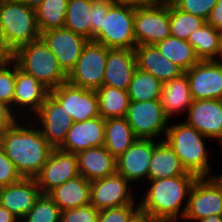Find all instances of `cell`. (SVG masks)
<instances>
[{"mask_svg": "<svg viewBox=\"0 0 222 222\" xmlns=\"http://www.w3.org/2000/svg\"><path fill=\"white\" fill-rule=\"evenodd\" d=\"M24 121V118L20 119L0 133V145L22 178H35L54 148L44 138L37 124L25 121V125Z\"/></svg>", "mask_w": 222, "mask_h": 222, "instance_id": "cell-1", "label": "cell"}, {"mask_svg": "<svg viewBox=\"0 0 222 222\" xmlns=\"http://www.w3.org/2000/svg\"><path fill=\"white\" fill-rule=\"evenodd\" d=\"M197 178L187 172L172 178L148 180L150 186H146V193L138 201L141 217L149 222L183 219L190 190Z\"/></svg>", "mask_w": 222, "mask_h": 222, "instance_id": "cell-2", "label": "cell"}, {"mask_svg": "<svg viewBox=\"0 0 222 222\" xmlns=\"http://www.w3.org/2000/svg\"><path fill=\"white\" fill-rule=\"evenodd\" d=\"M202 133L188 125L184 120L180 123H169L164 140L180 158L187 172L200 177H211L208 151Z\"/></svg>", "mask_w": 222, "mask_h": 222, "instance_id": "cell-3", "label": "cell"}, {"mask_svg": "<svg viewBox=\"0 0 222 222\" xmlns=\"http://www.w3.org/2000/svg\"><path fill=\"white\" fill-rule=\"evenodd\" d=\"M35 9L17 0L0 5V43L13 53L18 47L40 38Z\"/></svg>", "mask_w": 222, "mask_h": 222, "instance_id": "cell-4", "label": "cell"}, {"mask_svg": "<svg viewBox=\"0 0 222 222\" xmlns=\"http://www.w3.org/2000/svg\"><path fill=\"white\" fill-rule=\"evenodd\" d=\"M11 59L19 69L32 75L49 90L67 82V74L41 38L18 47L11 53Z\"/></svg>", "mask_w": 222, "mask_h": 222, "instance_id": "cell-5", "label": "cell"}, {"mask_svg": "<svg viewBox=\"0 0 222 222\" xmlns=\"http://www.w3.org/2000/svg\"><path fill=\"white\" fill-rule=\"evenodd\" d=\"M135 7L112 4L100 26L99 35L93 40L108 48L135 49Z\"/></svg>", "mask_w": 222, "mask_h": 222, "instance_id": "cell-6", "label": "cell"}, {"mask_svg": "<svg viewBox=\"0 0 222 222\" xmlns=\"http://www.w3.org/2000/svg\"><path fill=\"white\" fill-rule=\"evenodd\" d=\"M107 52L108 47L89 40L67 75V82L84 89L98 90L103 83Z\"/></svg>", "mask_w": 222, "mask_h": 222, "instance_id": "cell-7", "label": "cell"}, {"mask_svg": "<svg viewBox=\"0 0 222 222\" xmlns=\"http://www.w3.org/2000/svg\"><path fill=\"white\" fill-rule=\"evenodd\" d=\"M169 19L170 4L148 3L135 8L136 45H155L171 36Z\"/></svg>", "mask_w": 222, "mask_h": 222, "instance_id": "cell-8", "label": "cell"}, {"mask_svg": "<svg viewBox=\"0 0 222 222\" xmlns=\"http://www.w3.org/2000/svg\"><path fill=\"white\" fill-rule=\"evenodd\" d=\"M137 138L157 139L166 136L169 118L165 115L160 99L130 101L125 116Z\"/></svg>", "mask_w": 222, "mask_h": 222, "instance_id": "cell-9", "label": "cell"}, {"mask_svg": "<svg viewBox=\"0 0 222 222\" xmlns=\"http://www.w3.org/2000/svg\"><path fill=\"white\" fill-rule=\"evenodd\" d=\"M211 215H222V188L212 177H200L192 185L183 219L197 222Z\"/></svg>", "mask_w": 222, "mask_h": 222, "instance_id": "cell-10", "label": "cell"}, {"mask_svg": "<svg viewBox=\"0 0 222 222\" xmlns=\"http://www.w3.org/2000/svg\"><path fill=\"white\" fill-rule=\"evenodd\" d=\"M50 94L64 107L73 122H83L100 116L96 90L84 89L65 82L51 89Z\"/></svg>", "mask_w": 222, "mask_h": 222, "instance_id": "cell-11", "label": "cell"}, {"mask_svg": "<svg viewBox=\"0 0 222 222\" xmlns=\"http://www.w3.org/2000/svg\"><path fill=\"white\" fill-rule=\"evenodd\" d=\"M132 184L123 176H111L90 182V203L99 211L124 205H135ZM132 192V193H131Z\"/></svg>", "mask_w": 222, "mask_h": 222, "instance_id": "cell-12", "label": "cell"}, {"mask_svg": "<svg viewBox=\"0 0 222 222\" xmlns=\"http://www.w3.org/2000/svg\"><path fill=\"white\" fill-rule=\"evenodd\" d=\"M34 116L36 118L33 120H36L32 124L39 121L37 124L44 138L54 149H58L72 127V117L67 115L64 107L51 94L46 97Z\"/></svg>", "mask_w": 222, "mask_h": 222, "instance_id": "cell-13", "label": "cell"}, {"mask_svg": "<svg viewBox=\"0 0 222 222\" xmlns=\"http://www.w3.org/2000/svg\"><path fill=\"white\" fill-rule=\"evenodd\" d=\"M163 139L137 138L134 143L116 158V173L131 184L147 180L151 156L155 146Z\"/></svg>", "mask_w": 222, "mask_h": 222, "instance_id": "cell-14", "label": "cell"}, {"mask_svg": "<svg viewBox=\"0 0 222 222\" xmlns=\"http://www.w3.org/2000/svg\"><path fill=\"white\" fill-rule=\"evenodd\" d=\"M40 38L55 55L60 67L68 75L89 41L84 36L63 28H53L40 34Z\"/></svg>", "mask_w": 222, "mask_h": 222, "instance_id": "cell-15", "label": "cell"}, {"mask_svg": "<svg viewBox=\"0 0 222 222\" xmlns=\"http://www.w3.org/2000/svg\"><path fill=\"white\" fill-rule=\"evenodd\" d=\"M79 175L76 154L53 149L35 180L41 193L48 194L67 180Z\"/></svg>", "mask_w": 222, "mask_h": 222, "instance_id": "cell-16", "label": "cell"}, {"mask_svg": "<svg viewBox=\"0 0 222 222\" xmlns=\"http://www.w3.org/2000/svg\"><path fill=\"white\" fill-rule=\"evenodd\" d=\"M193 100H222V65L215 60H200L184 72Z\"/></svg>", "mask_w": 222, "mask_h": 222, "instance_id": "cell-17", "label": "cell"}, {"mask_svg": "<svg viewBox=\"0 0 222 222\" xmlns=\"http://www.w3.org/2000/svg\"><path fill=\"white\" fill-rule=\"evenodd\" d=\"M186 114L188 125L210 140L222 141V100H194Z\"/></svg>", "mask_w": 222, "mask_h": 222, "instance_id": "cell-18", "label": "cell"}, {"mask_svg": "<svg viewBox=\"0 0 222 222\" xmlns=\"http://www.w3.org/2000/svg\"><path fill=\"white\" fill-rule=\"evenodd\" d=\"M41 194L35 178H21L11 185L0 187V205L21 220L33 209Z\"/></svg>", "mask_w": 222, "mask_h": 222, "instance_id": "cell-19", "label": "cell"}, {"mask_svg": "<svg viewBox=\"0 0 222 222\" xmlns=\"http://www.w3.org/2000/svg\"><path fill=\"white\" fill-rule=\"evenodd\" d=\"M104 130L105 119L101 116L83 122H73L63 144L58 149L77 154L88 148L103 146Z\"/></svg>", "mask_w": 222, "mask_h": 222, "instance_id": "cell-20", "label": "cell"}, {"mask_svg": "<svg viewBox=\"0 0 222 222\" xmlns=\"http://www.w3.org/2000/svg\"><path fill=\"white\" fill-rule=\"evenodd\" d=\"M50 90L32 75L23 72L15 63V87L13 97V112L28 109L34 115L38 112ZM17 107V108H16ZM16 110V111H15Z\"/></svg>", "mask_w": 222, "mask_h": 222, "instance_id": "cell-21", "label": "cell"}, {"mask_svg": "<svg viewBox=\"0 0 222 222\" xmlns=\"http://www.w3.org/2000/svg\"><path fill=\"white\" fill-rule=\"evenodd\" d=\"M136 68L134 49L108 48L102 85L127 91Z\"/></svg>", "mask_w": 222, "mask_h": 222, "instance_id": "cell-22", "label": "cell"}, {"mask_svg": "<svg viewBox=\"0 0 222 222\" xmlns=\"http://www.w3.org/2000/svg\"><path fill=\"white\" fill-rule=\"evenodd\" d=\"M134 50L137 68L152 74L162 83L184 74V71L162 55L155 45H137Z\"/></svg>", "mask_w": 222, "mask_h": 222, "instance_id": "cell-23", "label": "cell"}, {"mask_svg": "<svg viewBox=\"0 0 222 222\" xmlns=\"http://www.w3.org/2000/svg\"><path fill=\"white\" fill-rule=\"evenodd\" d=\"M76 156L79 174L89 182L116 173V158L104 146L88 148Z\"/></svg>", "mask_w": 222, "mask_h": 222, "instance_id": "cell-24", "label": "cell"}, {"mask_svg": "<svg viewBox=\"0 0 222 222\" xmlns=\"http://www.w3.org/2000/svg\"><path fill=\"white\" fill-rule=\"evenodd\" d=\"M193 97L190 92V85L186 74L173 78L163 83L160 103L165 115L170 119L177 114L188 111L189 106L193 103Z\"/></svg>", "mask_w": 222, "mask_h": 222, "instance_id": "cell-25", "label": "cell"}, {"mask_svg": "<svg viewBox=\"0 0 222 222\" xmlns=\"http://www.w3.org/2000/svg\"><path fill=\"white\" fill-rule=\"evenodd\" d=\"M63 211L90 204V182L82 175L67 180L47 194Z\"/></svg>", "mask_w": 222, "mask_h": 222, "instance_id": "cell-26", "label": "cell"}, {"mask_svg": "<svg viewBox=\"0 0 222 222\" xmlns=\"http://www.w3.org/2000/svg\"><path fill=\"white\" fill-rule=\"evenodd\" d=\"M186 173L178 155L165 140H161L151 156L148 180L172 178Z\"/></svg>", "mask_w": 222, "mask_h": 222, "instance_id": "cell-27", "label": "cell"}, {"mask_svg": "<svg viewBox=\"0 0 222 222\" xmlns=\"http://www.w3.org/2000/svg\"><path fill=\"white\" fill-rule=\"evenodd\" d=\"M136 139L137 137L125 117L105 119L103 146L115 158L122 155Z\"/></svg>", "mask_w": 222, "mask_h": 222, "instance_id": "cell-28", "label": "cell"}, {"mask_svg": "<svg viewBox=\"0 0 222 222\" xmlns=\"http://www.w3.org/2000/svg\"><path fill=\"white\" fill-rule=\"evenodd\" d=\"M155 46L162 55L179 66L184 72L200 61L194 47L187 40L169 36L157 42Z\"/></svg>", "mask_w": 222, "mask_h": 222, "instance_id": "cell-29", "label": "cell"}, {"mask_svg": "<svg viewBox=\"0 0 222 222\" xmlns=\"http://www.w3.org/2000/svg\"><path fill=\"white\" fill-rule=\"evenodd\" d=\"M222 31L207 22L188 37L199 60H215L221 46Z\"/></svg>", "mask_w": 222, "mask_h": 222, "instance_id": "cell-30", "label": "cell"}, {"mask_svg": "<svg viewBox=\"0 0 222 222\" xmlns=\"http://www.w3.org/2000/svg\"><path fill=\"white\" fill-rule=\"evenodd\" d=\"M96 93L99 115L103 119L126 116L130 102L127 91L102 85Z\"/></svg>", "mask_w": 222, "mask_h": 222, "instance_id": "cell-31", "label": "cell"}, {"mask_svg": "<svg viewBox=\"0 0 222 222\" xmlns=\"http://www.w3.org/2000/svg\"><path fill=\"white\" fill-rule=\"evenodd\" d=\"M163 83L152 74L136 68L127 93L130 101H151L160 99Z\"/></svg>", "mask_w": 222, "mask_h": 222, "instance_id": "cell-32", "label": "cell"}, {"mask_svg": "<svg viewBox=\"0 0 222 222\" xmlns=\"http://www.w3.org/2000/svg\"><path fill=\"white\" fill-rule=\"evenodd\" d=\"M91 1L69 0L64 26L88 40H91Z\"/></svg>", "mask_w": 222, "mask_h": 222, "instance_id": "cell-33", "label": "cell"}, {"mask_svg": "<svg viewBox=\"0 0 222 222\" xmlns=\"http://www.w3.org/2000/svg\"><path fill=\"white\" fill-rule=\"evenodd\" d=\"M69 0H44L35 15L40 33L65 26V17Z\"/></svg>", "mask_w": 222, "mask_h": 222, "instance_id": "cell-34", "label": "cell"}, {"mask_svg": "<svg viewBox=\"0 0 222 222\" xmlns=\"http://www.w3.org/2000/svg\"><path fill=\"white\" fill-rule=\"evenodd\" d=\"M206 23V20L186 13L178 9L174 4H170V33L171 36L181 40H188L190 34Z\"/></svg>", "mask_w": 222, "mask_h": 222, "instance_id": "cell-35", "label": "cell"}, {"mask_svg": "<svg viewBox=\"0 0 222 222\" xmlns=\"http://www.w3.org/2000/svg\"><path fill=\"white\" fill-rule=\"evenodd\" d=\"M61 210L47 194H41L33 209L20 222H60Z\"/></svg>", "mask_w": 222, "mask_h": 222, "instance_id": "cell-36", "label": "cell"}, {"mask_svg": "<svg viewBox=\"0 0 222 222\" xmlns=\"http://www.w3.org/2000/svg\"><path fill=\"white\" fill-rule=\"evenodd\" d=\"M141 219L138 203L100 210L97 222H139Z\"/></svg>", "mask_w": 222, "mask_h": 222, "instance_id": "cell-37", "label": "cell"}, {"mask_svg": "<svg viewBox=\"0 0 222 222\" xmlns=\"http://www.w3.org/2000/svg\"><path fill=\"white\" fill-rule=\"evenodd\" d=\"M15 87V62L10 59L0 68V101L11 106L13 110V97Z\"/></svg>", "mask_w": 222, "mask_h": 222, "instance_id": "cell-38", "label": "cell"}, {"mask_svg": "<svg viewBox=\"0 0 222 222\" xmlns=\"http://www.w3.org/2000/svg\"><path fill=\"white\" fill-rule=\"evenodd\" d=\"M99 210L91 203L61 211L60 222H97Z\"/></svg>", "mask_w": 222, "mask_h": 222, "instance_id": "cell-39", "label": "cell"}, {"mask_svg": "<svg viewBox=\"0 0 222 222\" xmlns=\"http://www.w3.org/2000/svg\"><path fill=\"white\" fill-rule=\"evenodd\" d=\"M216 3L217 0H177L173 4L186 13L207 20Z\"/></svg>", "mask_w": 222, "mask_h": 222, "instance_id": "cell-40", "label": "cell"}, {"mask_svg": "<svg viewBox=\"0 0 222 222\" xmlns=\"http://www.w3.org/2000/svg\"><path fill=\"white\" fill-rule=\"evenodd\" d=\"M113 3L110 0H92L91 1V40H94L100 33V26L103 16L106 15L109 7Z\"/></svg>", "mask_w": 222, "mask_h": 222, "instance_id": "cell-41", "label": "cell"}, {"mask_svg": "<svg viewBox=\"0 0 222 222\" xmlns=\"http://www.w3.org/2000/svg\"><path fill=\"white\" fill-rule=\"evenodd\" d=\"M21 178L14 163L7 157L0 145V187L11 185Z\"/></svg>", "mask_w": 222, "mask_h": 222, "instance_id": "cell-42", "label": "cell"}, {"mask_svg": "<svg viewBox=\"0 0 222 222\" xmlns=\"http://www.w3.org/2000/svg\"><path fill=\"white\" fill-rule=\"evenodd\" d=\"M20 114L21 113L18 115L15 114L11 106L0 101V133L13 126L18 121V119L21 118ZM19 115L20 117H18Z\"/></svg>", "mask_w": 222, "mask_h": 222, "instance_id": "cell-43", "label": "cell"}, {"mask_svg": "<svg viewBox=\"0 0 222 222\" xmlns=\"http://www.w3.org/2000/svg\"><path fill=\"white\" fill-rule=\"evenodd\" d=\"M206 22L214 28L222 31V0H217V3L211 10Z\"/></svg>", "mask_w": 222, "mask_h": 222, "instance_id": "cell-44", "label": "cell"}, {"mask_svg": "<svg viewBox=\"0 0 222 222\" xmlns=\"http://www.w3.org/2000/svg\"><path fill=\"white\" fill-rule=\"evenodd\" d=\"M0 222H20L8 209L0 205Z\"/></svg>", "mask_w": 222, "mask_h": 222, "instance_id": "cell-45", "label": "cell"}, {"mask_svg": "<svg viewBox=\"0 0 222 222\" xmlns=\"http://www.w3.org/2000/svg\"><path fill=\"white\" fill-rule=\"evenodd\" d=\"M114 5H126L131 7H140L147 4L144 0H110Z\"/></svg>", "mask_w": 222, "mask_h": 222, "instance_id": "cell-46", "label": "cell"}, {"mask_svg": "<svg viewBox=\"0 0 222 222\" xmlns=\"http://www.w3.org/2000/svg\"><path fill=\"white\" fill-rule=\"evenodd\" d=\"M11 59V53L0 43V68Z\"/></svg>", "mask_w": 222, "mask_h": 222, "instance_id": "cell-47", "label": "cell"}, {"mask_svg": "<svg viewBox=\"0 0 222 222\" xmlns=\"http://www.w3.org/2000/svg\"><path fill=\"white\" fill-rule=\"evenodd\" d=\"M27 7L37 8L44 0H17Z\"/></svg>", "mask_w": 222, "mask_h": 222, "instance_id": "cell-48", "label": "cell"}, {"mask_svg": "<svg viewBox=\"0 0 222 222\" xmlns=\"http://www.w3.org/2000/svg\"><path fill=\"white\" fill-rule=\"evenodd\" d=\"M198 222H222V215H211L209 217L201 219Z\"/></svg>", "mask_w": 222, "mask_h": 222, "instance_id": "cell-49", "label": "cell"}, {"mask_svg": "<svg viewBox=\"0 0 222 222\" xmlns=\"http://www.w3.org/2000/svg\"><path fill=\"white\" fill-rule=\"evenodd\" d=\"M215 61L222 65V39H221V46L219 49V53Z\"/></svg>", "mask_w": 222, "mask_h": 222, "instance_id": "cell-50", "label": "cell"}, {"mask_svg": "<svg viewBox=\"0 0 222 222\" xmlns=\"http://www.w3.org/2000/svg\"><path fill=\"white\" fill-rule=\"evenodd\" d=\"M215 181L216 183L222 188V174L221 175H213L211 176Z\"/></svg>", "mask_w": 222, "mask_h": 222, "instance_id": "cell-51", "label": "cell"}, {"mask_svg": "<svg viewBox=\"0 0 222 222\" xmlns=\"http://www.w3.org/2000/svg\"><path fill=\"white\" fill-rule=\"evenodd\" d=\"M147 4L148 3H161L163 4V0H144Z\"/></svg>", "mask_w": 222, "mask_h": 222, "instance_id": "cell-52", "label": "cell"}, {"mask_svg": "<svg viewBox=\"0 0 222 222\" xmlns=\"http://www.w3.org/2000/svg\"><path fill=\"white\" fill-rule=\"evenodd\" d=\"M177 0H163V4H173Z\"/></svg>", "mask_w": 222, "mask_h": 222, "instance_id": "cell-53", "label": "cell"}, {"mask_svg": "<svg viewBox=\"0 0 222 222\" xmlns=\"http://www.w3.org/2000/svg\"><path fill=\"white\" fill-rule=\"evenodd\" d=\"M158 222H178V220H173V221H158Z\"/></svg>", "mask_w": 222, "mask_h": 222, "instance_id": "cell-54", "label": "cell"}, {"mask_svg": "<svg viewBox=\"0 0 222 222\" xmlns=\"http://www.w3.org/2000/svg\"><path fill=\"white\" fill-rule=\"evenodd\" d=\"M139 222H149V221H147L146 219H141Z\"/></svg>", "mask_w": 222, "mask_h": 222, "instance_id": "cell-55", "label": "cell"}]
</instances>
